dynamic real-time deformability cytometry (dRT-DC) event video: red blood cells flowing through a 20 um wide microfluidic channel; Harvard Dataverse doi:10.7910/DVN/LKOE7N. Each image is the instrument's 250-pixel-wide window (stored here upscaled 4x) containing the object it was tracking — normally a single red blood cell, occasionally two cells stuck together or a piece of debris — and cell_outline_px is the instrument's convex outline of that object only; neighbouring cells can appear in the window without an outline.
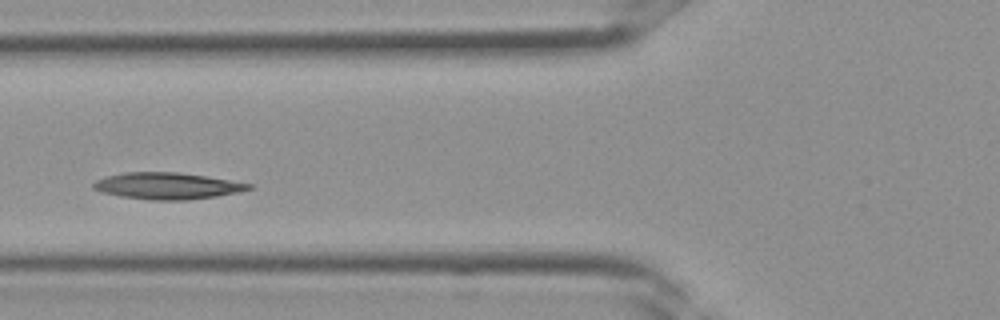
{"species": "Egyptian fruit bat (a non-hibernating species)", "species_latin": "Rousettus aegyptiacus", "temperature_condition": "room temperature", "stored_images_in_passage": 3, "camera_frame_rate_fps": 3000, "um_per_image_px": 0.085, "frame": {"image": 1, "passage_image": 3, "time_ms": 0.667, "image_size_px": [1000, 320], "cell_outline_px": [[252, 188], [236, 192], [216, 196], [188, 200], [152, 200], [120, 196], [104, 192], [92, 188], [92, 184], [96, 180], [108, 176], [124, 172], [180, 172], [208, 176], [252, 184]], "centroid_in_image_um": [14.21, 15.79], "position_along_channel_um": 111.6, "area_um2": 23.93}}